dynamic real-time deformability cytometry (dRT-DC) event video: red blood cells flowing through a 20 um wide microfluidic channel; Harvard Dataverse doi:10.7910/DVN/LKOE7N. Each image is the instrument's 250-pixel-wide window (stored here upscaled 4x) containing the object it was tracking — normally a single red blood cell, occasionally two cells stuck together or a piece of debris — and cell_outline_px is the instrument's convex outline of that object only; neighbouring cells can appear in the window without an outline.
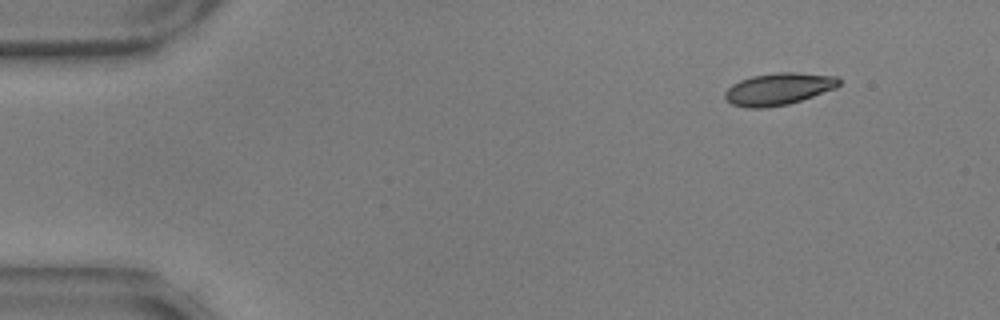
{"species": "common noctule bat (a hibernating species)", "species_latin": "Nyctalus noctula", "temperature_condition": "warm", "stored_images_in_passage": 16, "camera_frame_rate_fps": 3000, "um_per_image_px": 0.085, "animal": {"sex": "male", "body_mass_g": 17.9, "forearm_length_mm": 54.2}, "frame": {"image": 1, "passage_image": 1, "time_ms": 0.0, "image_size_px": [1000, 320], "cell_outline_px": [[840, 84], [836, 88], [788, 104], [768, 108], [748, 108], [732, 104], [724, 96], [724, 92], [732, 84], [740, 80], [752, 76], [776, 72], [796, 72], [836, 76], [840, 80]], "centroid_in_image_um": [66.16, 7.56], "position_along_channel_um": 18.8, "area_um2": 21.27}}
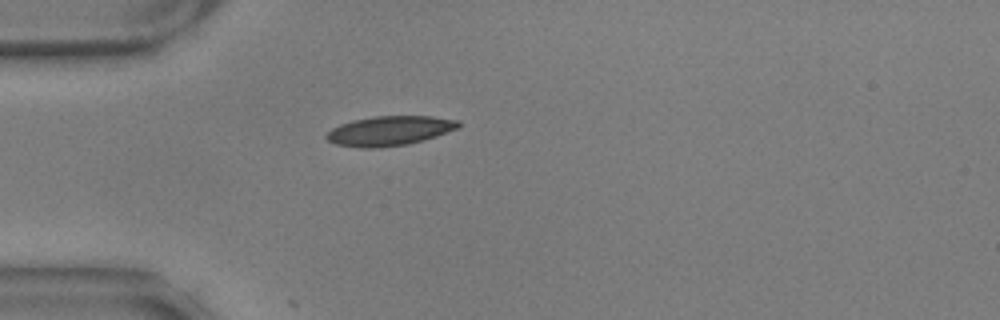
{"frame": {"image": 2, "passage_image": 11, "time_ms": 3.333, "image_size_px": [1000, 320], "cell_outline_px": [[460, 128], [424, 140], [408, 144], [380, 148], [360, 148], [336, 144], [328, 140], [324, 136], [332, 128], [340, 124], [352, 120], [376, 116], [432, 116], [460, 120]], "centroid_in_image_um": [33.13, 11.12], "position_along_channel_um": 51.9, "area_um2": 22.95}}